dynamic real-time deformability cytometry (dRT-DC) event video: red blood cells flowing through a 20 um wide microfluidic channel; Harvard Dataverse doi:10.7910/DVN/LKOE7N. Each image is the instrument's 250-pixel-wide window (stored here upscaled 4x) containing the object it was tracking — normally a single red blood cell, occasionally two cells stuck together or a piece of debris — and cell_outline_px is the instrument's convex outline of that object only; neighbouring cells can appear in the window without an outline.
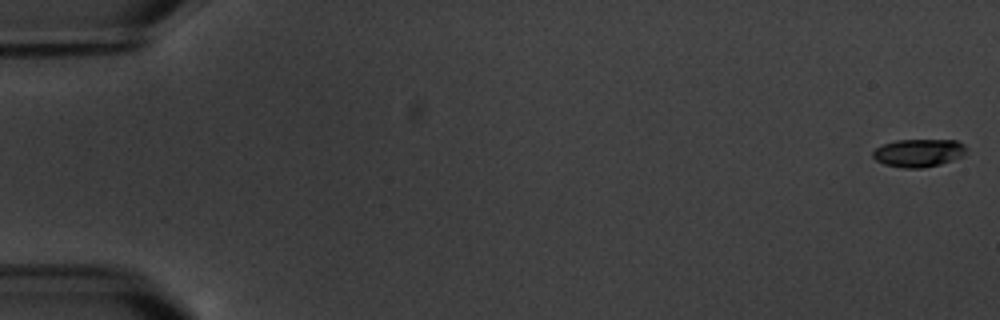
{"species": "common noctule bat (a hibernating species)", "species_latin": "Nyctalus noctula", "temperature_condition": "warm", "stored_images_in_passage": 5, "camera_frame_rate_fps": 3000, "um_per_image_px": 0.085, "animal": {"sex": "male", "body_mass_g": 20.1, "forearm_length_mm": 53.5}, "frame": {"image": 1, "passage_image": 1, "time_ms": 0.0, "image_size_px": [1000, 320], "cell_outline_px": [[964, 156], [940, 164], [920, 168], [904, 168], [884, 164], [876, 160], [872, 156], [872, 152], [876, 148], [884, 144], [896, 140], [956, 140], [964, 144]], "centroid_in_image_um": [78.06, 12.99], "position_along_channel_um": 6.9, "area_um2": 15.09}}
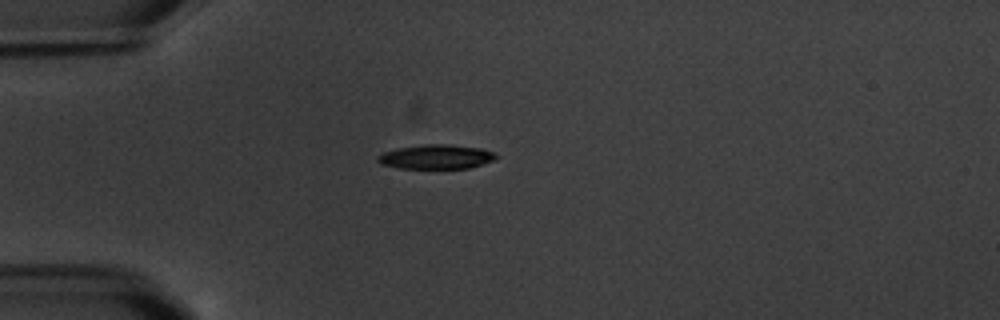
{"frame": {"image": 2, "passage_image": 5, "time_ms": 5.333, "image_size_px": [1000, 320], "cell_outline_px": [[500, 156], [492, 160], [468, 168], [396, 168], [380, 164], [376, 160], [376, 156], [384, 152], [396, 148], [424, 144], [452, 144], [480, 148], [492, 152]], "centroid_in_image_um": [37.01, 13.32], "position_along_channel_um": 48.0, "area_um2": 16.82}}